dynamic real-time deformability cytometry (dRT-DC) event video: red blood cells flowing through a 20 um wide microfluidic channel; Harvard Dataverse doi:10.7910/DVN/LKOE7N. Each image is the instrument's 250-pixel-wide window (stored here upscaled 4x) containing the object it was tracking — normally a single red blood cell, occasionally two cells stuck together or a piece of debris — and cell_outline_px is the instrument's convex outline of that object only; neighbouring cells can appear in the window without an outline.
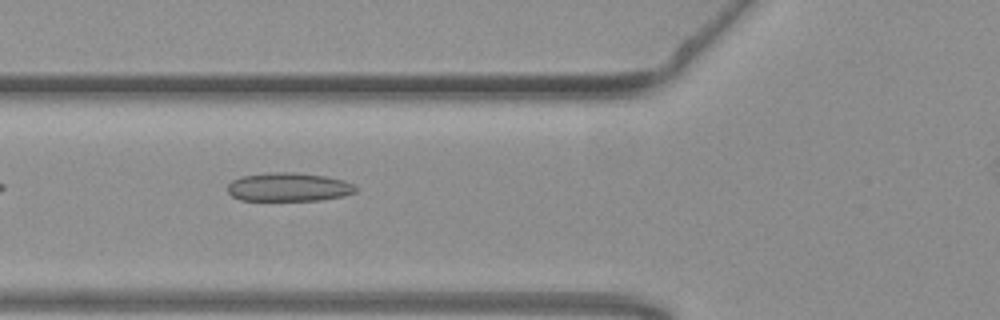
{"species": "common noctule bat (a hibernating species)", "species_latin": "Nyctalus noctula", "temperature_condition": "warm", "stored_images_in_passage": 25, "camera_frame_rate_fps": 3000, "um_per_image_px": 0.085, "animal": {"sex": "female", "body_mass_g": 19.3, "forearm_length_mm": 54.1}, "frame": {"image": 1, "passage_image": 5, "time_ms": 1.333, "image_size_px": [1000, 320], "cell_outline_px": [[360, 188], [356, 192], [344, 196], [320, 200], [240, 200], [232, 196], [228, 192], [228, 184], [232, 180], [240, 176], [268, 172], [296, 172], [324, 176], [344, 180], [356, 184]], "centroid_in_image_um": [24.57, 15.89], "position_along_channel_um": 101.2, "area_um2": 21.68}}
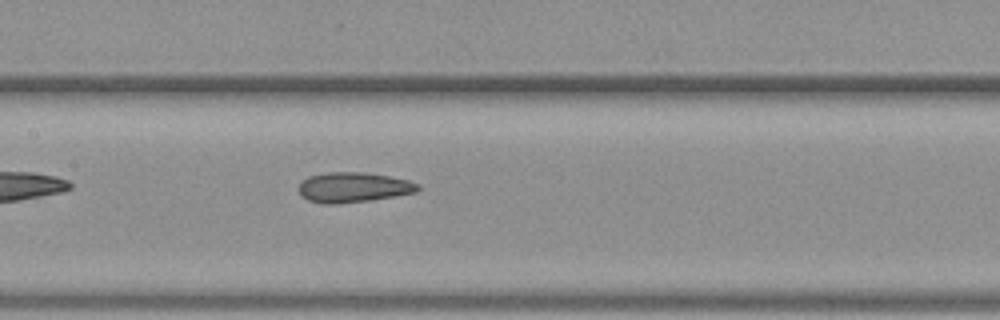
{"frame": {"image": 2, "passage_image": 11, "time_ms": 3.333, "image_size_px": [1000, 320], "cell_outline_px": [[420, 188], [416, 192], [396, 196], [368, 200], [336, 204], [324, 204], [308, 200], [300, 196], [300, 180], [308, 176], [328, 172], [364, 172], [388, 176], [408, 180], [420, 184]], "centroid_in_image_um": [30.02, 15.92], "position_along_channel_um": 177.4, "area_um2": 20.92}}
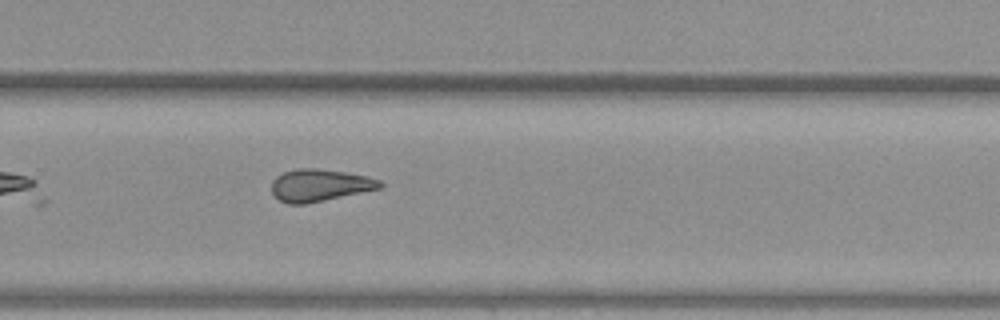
{"frame": {"image": 3, "passage_image": 21, "time_ms": 6.667, "image_size_px": [1000, 320], "cell_outline_px": [[384, 184], [380, 188], [308, 204], [288, 204], [280, 200], [272, 192], [272, 180], [276, 176], [284, 172], [296, 168], [316, 168], [344, 172], [368, 176], [380, 180]], "centroid_in_image_um": [27.17, 15.74], "position_along_channel_um": 302.6, "area_um2": 20.35}}